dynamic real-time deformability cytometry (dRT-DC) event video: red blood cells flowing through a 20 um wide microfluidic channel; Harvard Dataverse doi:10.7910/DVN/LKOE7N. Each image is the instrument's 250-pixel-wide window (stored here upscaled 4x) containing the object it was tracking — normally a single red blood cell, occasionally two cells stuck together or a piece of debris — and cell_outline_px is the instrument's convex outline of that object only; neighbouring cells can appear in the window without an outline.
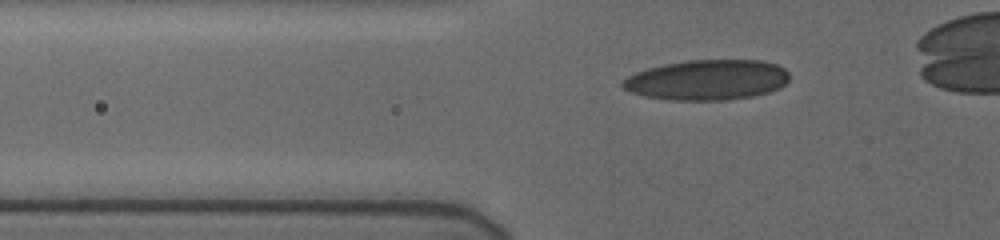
{"species": "human", "species_latin": "Homo sapiens", "temperature_condition": "cold", "stored_images_in_passage": 41, "camera_frame_rate_fps": 3000, "um_per_image_px": 0.085, "donor": {"sex": "female"}, "frame": {"image": 1, "passage_image": 9, "time_ms": 2.667, "image_size_px": [1000, 240], "cell_outline_px": [[788, 80], [780, 88], [768, 92], [752, 96], [724, 100], [672, 100], [644, 96], [632, 92], [624, 88], [620, 84], [628, 76], [636, 72], [648, 68], [664, 64], [688, 60], [764, 60], [776, 64], [784, 68], [788, 72]], "centroid_in_image_um": [60.12, 6.78], "position_along_channel_um": 65.7, "area_um2": 39.07}}
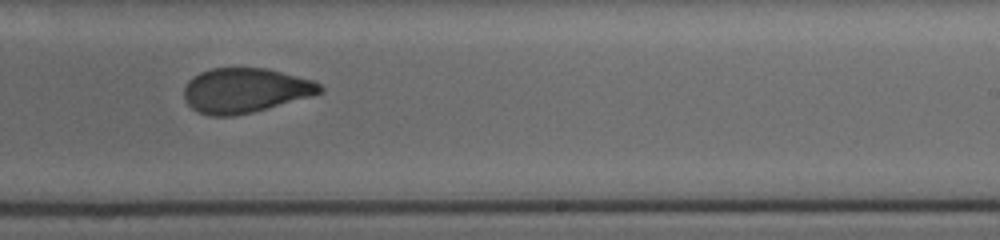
{"frame": {"image": 2, "passage_image": 26, "time_ms": 8.333, "image_size_px": [1000, 240], "cell_outline_px": [[324, 88], [320, 92], [312, 96], [252, 112], [232, 116], [208, 116], [192, 108], [184, 100], [184, 88], [188, 80], [192, 76], [200, 72], [212, 68], [268, 68], [312, 80], [320, 84]], "centroid_in_image_um": [20.81, 7.68], "position_along_channel_um": 268.2, "area_um2": 35.37}}
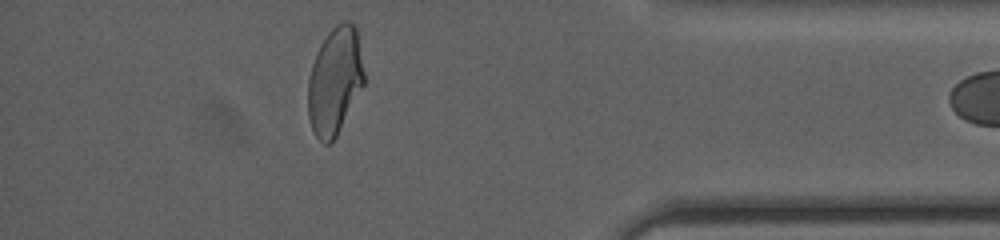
{"frame": {"image": 3, "passage_image": 39, "time_ms": 12.667, "image_size_px": [1000, 240], "cell_outline_px": [[364, 84], [332, 144], [324, 144], [316, 136], [312, 128], [308, 116], [308, 80], [312, 64], [316, 52], [320, 44], [328, 32], [336, 24], [344, 20], [348, 20], [356, 28], [364, 72]], "centroid_in_image_um": [28.45, 6.88], "position_along_channel_um": 406.8, "area_um2": 35.03}}